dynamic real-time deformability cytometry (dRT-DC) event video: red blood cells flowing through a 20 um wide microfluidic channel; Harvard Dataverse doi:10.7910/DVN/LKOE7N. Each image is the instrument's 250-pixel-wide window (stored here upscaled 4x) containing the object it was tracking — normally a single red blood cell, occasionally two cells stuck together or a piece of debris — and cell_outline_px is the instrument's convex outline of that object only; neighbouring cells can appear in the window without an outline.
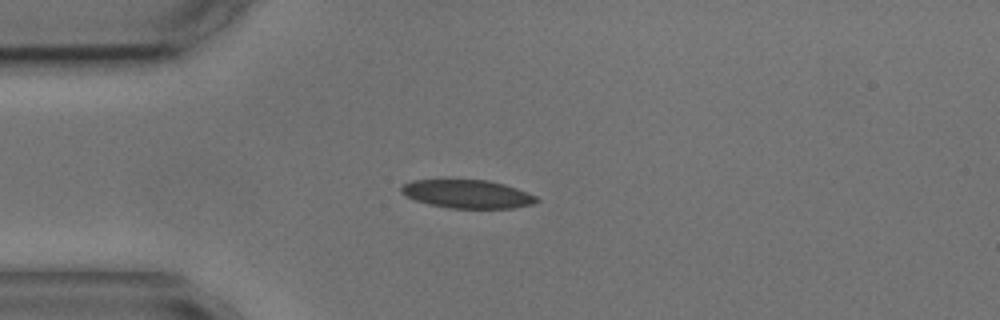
{"species": "common noctule bat (a hibernating species)", "species_latin": "Nyctalus noctula", "temperature_condition": "cold", "stored_images_in_passage": 5, "camera_frame_rate_fps": 3000, "um_per_image_px": 0.085, "animal": {"sex": "male", "body_mass_g": 17.9, "forearm_length_mm": 54.2}, "frame": {"image": 1, "passage_image": 3, "time_ms": 2.333, "image_size_px": [1000, 320], "cell_outline_px": [[540, 200], [532, 204], [512, 208], [452, 208], [428, 204], [416, 200], [400, 192], [400, 188], [404, 184], [412, 180], [448, 176], [488, 180], [504, 184], [528, 192], [536, 196]], "centroid_in_image_um": [39.67, 16.43], "position_along_channel_um": 45.3, "area_um2": 23.29}}